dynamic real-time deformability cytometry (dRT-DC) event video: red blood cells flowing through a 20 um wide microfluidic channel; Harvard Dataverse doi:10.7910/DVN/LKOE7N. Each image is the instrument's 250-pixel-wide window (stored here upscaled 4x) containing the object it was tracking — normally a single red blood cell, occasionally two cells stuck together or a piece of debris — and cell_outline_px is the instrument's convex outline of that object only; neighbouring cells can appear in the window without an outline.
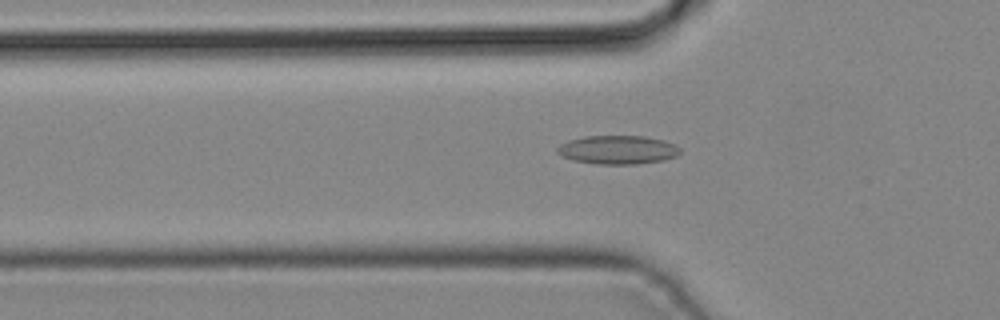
{"species": "common noctule bat (a hibernating species)", "species_latin": "Nyctalus noctula", "temperature_condition": "cold", "stored_images_in_passage": 26, "camera_frame_rate_fps": 3000, "um_per_image_px": 0.085, "animal": {"sex": "male", "body_mass_g": 19.2, "forearm_length_mm": 51.8}, "frame": {"image": 1, "passage_image": 3, "time_ms": 0.667, "image_size_px": [1000, 320], "cell_outline_px": [[680, 152], [676, 156], [664, 160], [636, 164], [600, 164], [572, 160], [556, 152], [556, 148], [560, 144], [568, 140], [584, 136], [644, 136], [664, 140], [676, 144], [680, 148]], "centroid_in_image_um": [52.52, 12.72], "position_along_channel_um": 73.3, "area_um2": 20.58}}
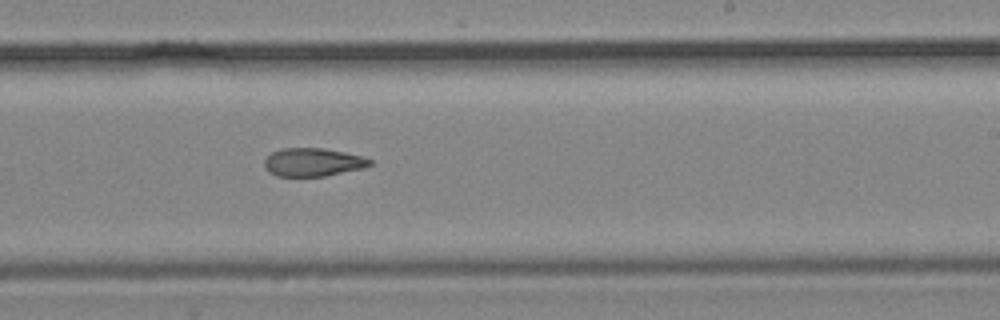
{"frame": {"image": 2, "passage_image": 15, "time_ms": 4.667, "image_size_px": [1000, 320], "cell_outline_px": [[372, 164], [364, 168], [324, 176], [276, 176], [268, 172], [264, 168], [264, 160], [272, 152], [280, 148], [324, 148], [364, 156], [372, 160]], "centroid_in_image_um": [26.59, 13.78], "position_along_channel_um": 262.4, "area_um2": 17.51}}
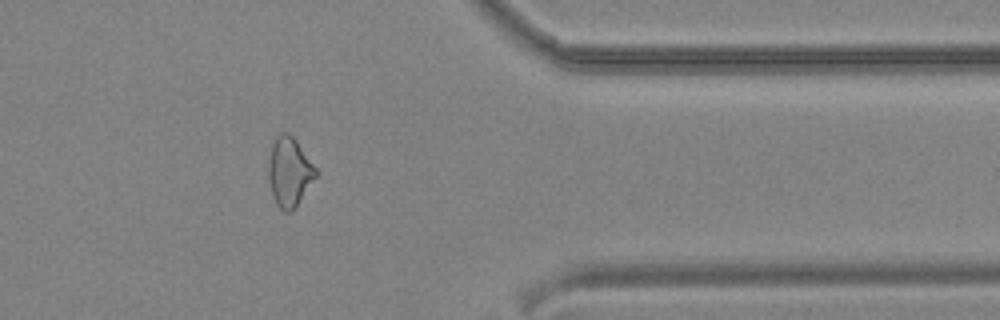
{"frame": {"image": 3, "passage_image": 24, "time_ms": 7.667, "image_size_px": [1000, 320], "cell_outline_px": [[316, 176], [296, 208], [292, 212], [284, 212], [276, 204], [272, 196], [268, 176], [268, 168], [272, 144], [276, 136], [280, 132], [288, 132], [296, 140], [316, 168]], "centroid_in_image_um": [24.58, 14.63], "position_along_channel_um": 386.8, "area_um2": 19.07}}